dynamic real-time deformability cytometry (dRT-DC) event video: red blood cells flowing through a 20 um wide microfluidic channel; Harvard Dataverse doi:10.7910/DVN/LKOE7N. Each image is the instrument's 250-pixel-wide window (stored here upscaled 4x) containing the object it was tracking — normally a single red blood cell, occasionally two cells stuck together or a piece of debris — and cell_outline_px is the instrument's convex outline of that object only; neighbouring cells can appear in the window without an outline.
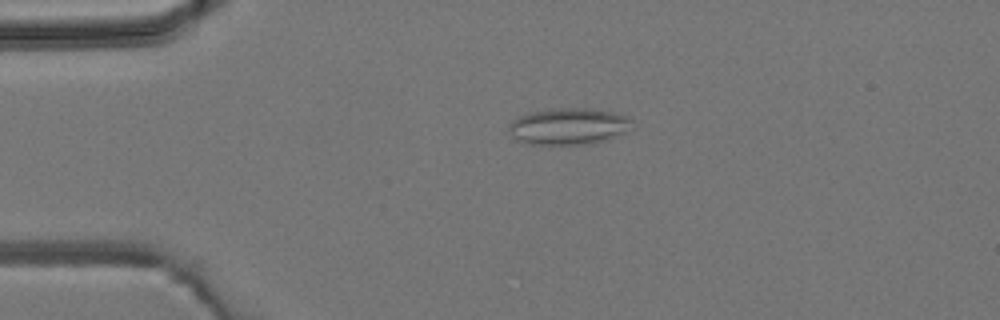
{"species": "common noctule bat (a hibernating species)", "species_latin": "Nyctalus noctula", "temperature_condition": "room temperature", "stored_images_in_passage": 4, "camera_frame_rate_fps": 3000, "um_per_image_px": 0.085, "animal": {"sex": "male", "body_mass_g": 19.2, "forearm_length_mm": 51.8}, "frame": {"image": 1, "passage_image": 1, "time_ms": 0.0, "image_size_px": [1000, 320], "cell_outline_px": [[632, 120], [620, 132], [604, 140], [588, 144], [528, 144], [516, 140], [512, 136], [508, 128], [508, 124], [512, 120], [520, 116], [532, 112], [548, 108], [588, 108], [612, 112], [628, 116]], "centroid_in_image_um": [48.21, 10.72], "position_along_channel_um": 36.8, "area_um2": 25.78}}
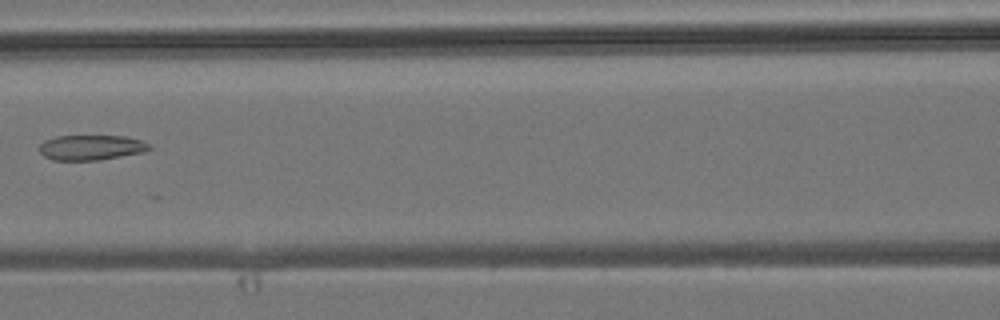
{"frame": {"image": 2, "passage_image": 4, "time_ms": 3.667, "image_size_px": [1000, 320], "cell_outline_px": [[152, 148], [144, 152], [100, 160], [52, 160], [44, 156], [40, 152], [40, 144], [44, 140], [56, 136], [124, 136], [140, 140], [148, 144]], "centroid_in_image_um": [7.73, 12.54], "position_along_channel_um": 158.9, "area_um2": 16.07}}